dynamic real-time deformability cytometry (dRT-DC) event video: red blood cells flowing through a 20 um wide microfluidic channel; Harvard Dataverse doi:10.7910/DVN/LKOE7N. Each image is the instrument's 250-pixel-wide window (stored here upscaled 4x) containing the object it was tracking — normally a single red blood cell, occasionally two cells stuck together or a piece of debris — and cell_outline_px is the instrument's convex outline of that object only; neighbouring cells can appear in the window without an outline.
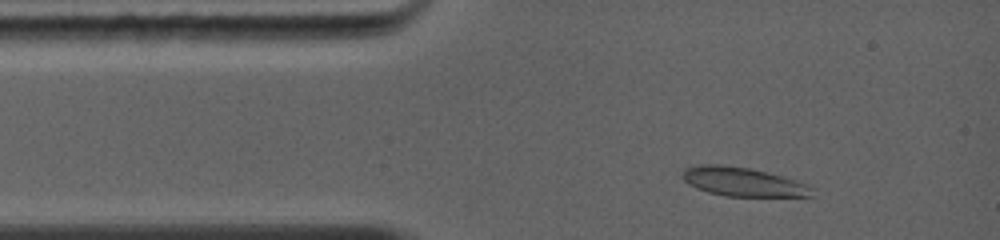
{"species": "common noctule bat (a hibernating species)", "species_latin": "Nyctalus noctula", "temperature_condition": "warm", "stored_images_in_passage": 9, "camera_frame_rate_fps": 5000, "um_per_image_px": 0.085, "animal": {"sex": "female", "body_mass_g": 19.0, "forearm_length_mm": 56.7}, "frame": {"image": 1, "passage_image": 2, "time_ms": 0.8, "image_size_px": [1000, 240], "cell_outline_px": [[816, 188], [812, 196], [724, 196], [708, 192], [696, 188], [688, 184], [680, 176], [684, 168], [696, 164], [724, 164], [748, 168], [780, 176], [808, 184]], "centroid_in_image_um": [63.1, 15.45], "position_along_channel_um": 21.9, "area_um2": 21.96}}
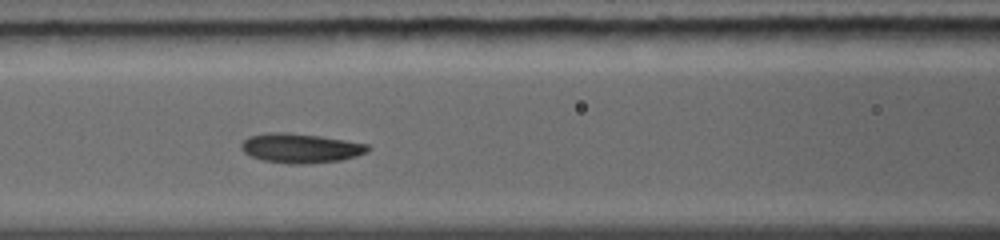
{"frame": {"image": 2, "passage_image": 6, "time_ms": 4.2, "image_size_px": [1000, 240], "cell_outline_px": [[372, 148], [368, 152], [356, 156], [340, 160], [308, 164], [288, 164], [260, 160], [244, 152], [240, 148], [240, 144], [248, 136], [268, 132], [288, 132], [320, 136], [368, 144]], "centroid_in_image_um": [25.53, 12.59], "position_along_channel_um": 141.1, "area_um2": 21.96}}
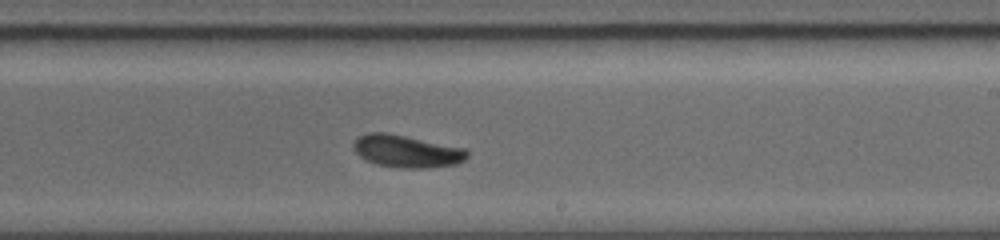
{"frame": {"image": 3, "passage_image": 9, "time_ms": 6.8, "image_size_px": [1000, 240], "cell_outline_px": [[468, 156], [464, 160], [456, 164], [428, 168], [400, 168], [376, 164], [360, 156], [352, 148], [352, 144], [360, 136], [372, 132], [388, 132], [468, 148]], "centroid_in_image_um": [34.61, 12.85], "position_along_channel_um": 254.4, "area_um2": 21.68}}